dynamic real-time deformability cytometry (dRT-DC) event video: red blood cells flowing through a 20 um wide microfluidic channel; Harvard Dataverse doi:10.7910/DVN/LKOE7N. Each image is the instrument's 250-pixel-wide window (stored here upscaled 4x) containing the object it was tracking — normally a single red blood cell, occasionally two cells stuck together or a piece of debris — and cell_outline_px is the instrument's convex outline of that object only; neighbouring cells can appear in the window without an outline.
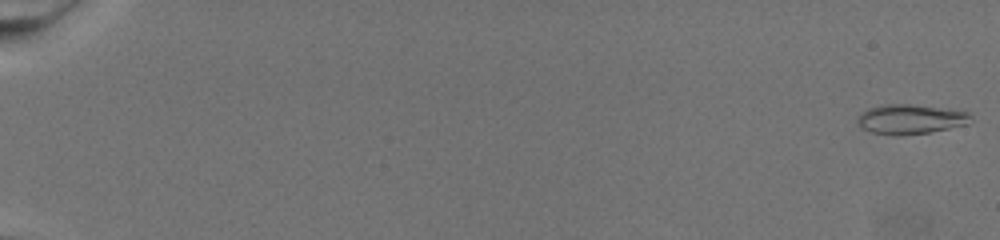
{"species": "common noctule bat (a hibernating species)", "species_latin": "Nyctalus noctula", "temperature_condition": "warm", "stored_images_in_passage": 74, "camera_frame_rate_fps": 3000, "um_per_image_px": 0.085, "animal": {"sex": "female", "body_mass_g": 19.5, "forearm_length_mm": 54.1}, "frame": {"image": 1, "passage_image": 1, "time_ms": 0.0, "image_size_px": [1000, 240], "cell_outline_px": [[972, 120], [968, 124], [928, 132], [900, 136], [892, 136], [872, 132], [860, 128], [856, 120], [856, 116], [868, 108], [880, 104], [912, 104], [948, 108], [968, 112], [972, 116]], "centroid_in_image_um": [77.36, 10.12], "position_along_channel_um": 7.6, "area_um2": 20.0}}
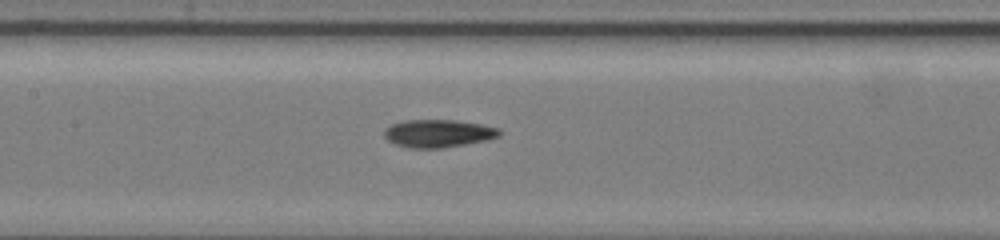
{"frame": {"image": 2, "passage_image": 40, "time_ms": 13.0, "image_size_px": [1000, 240], "cell_outline_px": [[504, 132], [500, 136], [488, 140], [444, 148], [408, 148], [396, 144], [388, 140], [384, 136], [384, 128], [392, 124], [404, 120], [456, 120], [480, 124], [500, 128]], "centroid_in_image_um": [37.28, 11.34], "position_along_channel_um": 170.1, "area_um2": 18.9}}
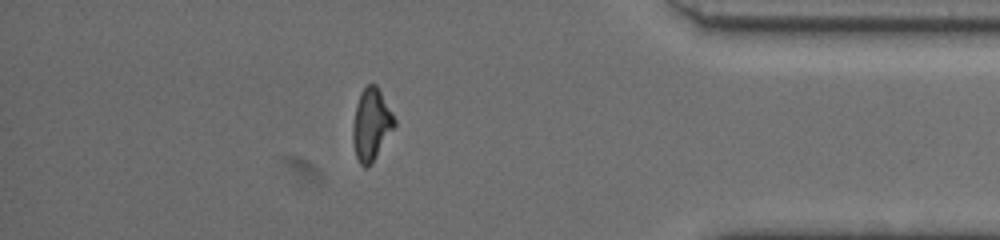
{"frame": {"image": 3, "passage_image": 66, "time_ms": 21.667, "image_size_px": [1000, 240], "cell_outline_px": [[396, 124], [372, 164], [368, 168], [364, 168], [360, 164], [356, 156], [352, 144], [352, 124], [356, 104], [360, 92], [368, 84], [376, 84], [396, 120]], "centroid_in_image_um": [31.53, 10.61], "position_along_channel_um": 403.7, "area_um2": 17.57}}